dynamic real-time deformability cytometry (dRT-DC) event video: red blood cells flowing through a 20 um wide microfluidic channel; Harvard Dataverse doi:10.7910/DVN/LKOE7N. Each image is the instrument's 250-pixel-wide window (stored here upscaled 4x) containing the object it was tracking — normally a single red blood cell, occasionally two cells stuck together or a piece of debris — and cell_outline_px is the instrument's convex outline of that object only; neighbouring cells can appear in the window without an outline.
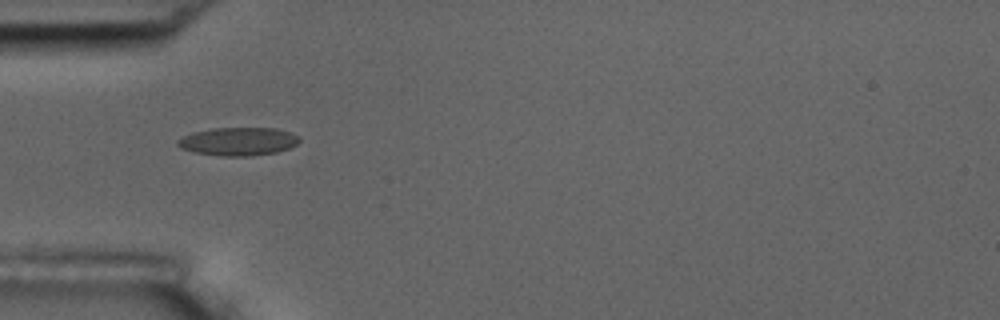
{"species": "common noctule bat (a hibernating species)", "species_latin": "Nyctalus noctula", "temperature_condition": "room temperature", "stored_images_in_passage": 7, "camera_frame_rate_fps": 3000, "um_per_image_px": 0.085, "animal": {"sex": "male", "body_mass_g": 17.5, "forearm_length_mm": 52.3}, "frame": {"image": 1, "passage_image": 6, "time_ms": 1.667, "image_size_px": [1000, 320], "cell_outline_px": [[300, 140], [296, 144], [288, 148], [276, 152], [248, 156], [220, 156], [192, 152], [180, 148], [176, 144], [176, 140], [184, 136], [196, 132], [212, 128], [276, 128], [300, 136]], "centroid_in_image_um": [20.23, 12.03], "position_along_channel_um": 64.8, "area_um2": 19.94}}